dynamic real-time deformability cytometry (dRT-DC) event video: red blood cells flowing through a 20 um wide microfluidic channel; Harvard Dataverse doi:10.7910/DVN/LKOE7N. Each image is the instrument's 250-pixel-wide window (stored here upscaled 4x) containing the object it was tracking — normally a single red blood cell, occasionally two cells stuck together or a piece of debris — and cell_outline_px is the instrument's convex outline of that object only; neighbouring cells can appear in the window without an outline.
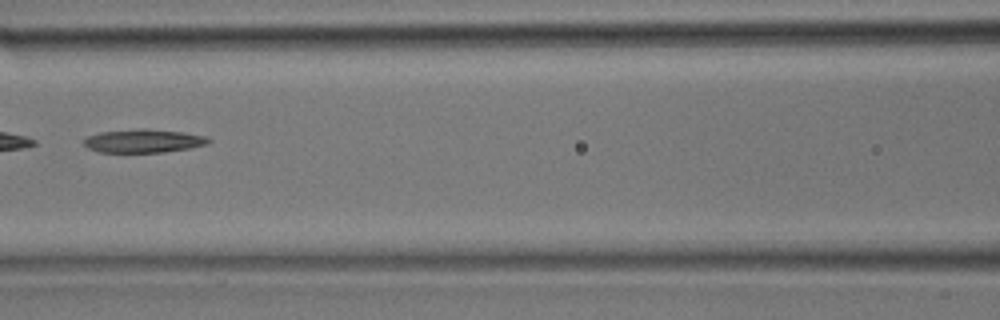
{"species": "common noctule bat (a hibernating species)", "species_latin": "Nyctalus noctula", "temperature_condition": "room temperature", "stored_images_in_passage": 31, "camera_frame_rate_fps": 3000, "um_per_image_px": 0.085, "animal": {"sex": "male", "body_mass_g": 17.9}, "frame": {"image": 1, "passage_image": 14, "time_ms": 4.333, "image_size_px": [1000, 320], "cell_outline_px": [[212, 140], [208, 144], [188, 148], [164, 152], [100, 152], [88, 148], [84, 144], [84, 140], [88, 136], [100, 132], [140, 128], [144, 128], [184, 132], [204, 136]], "centroid_in_image_um": [12.2, 11.97], "position_along_channel_um": 154.4, "area_um2": 16.94}}
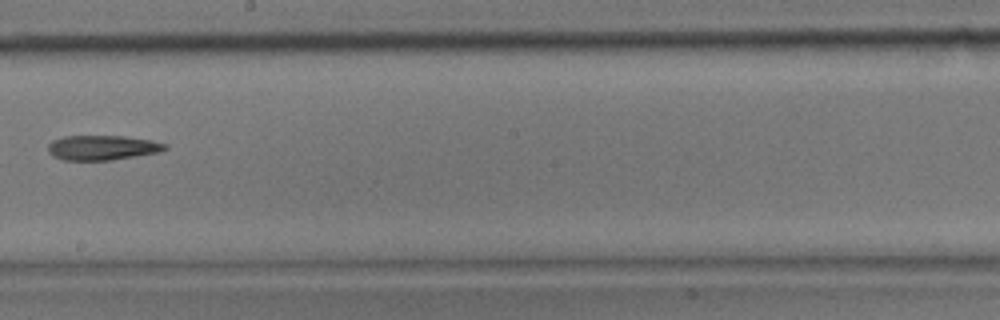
{"frame": {"image": 2, "passage_image": 18, "time_ms": 5.667, "image_size_px": [1000, 320], "cell_outline_px": [[168, 148], [160, 152], [112, 160], [60, 160], [52, 156], [48, 152], [48, 144], [52, 140], [64, 136], [124, 136], [152, 140], [168, 144]], "centroid_in_image_um": [8.69, 12.55], "position_along_channel_um": 239.5, "area_um2": 17.11}}
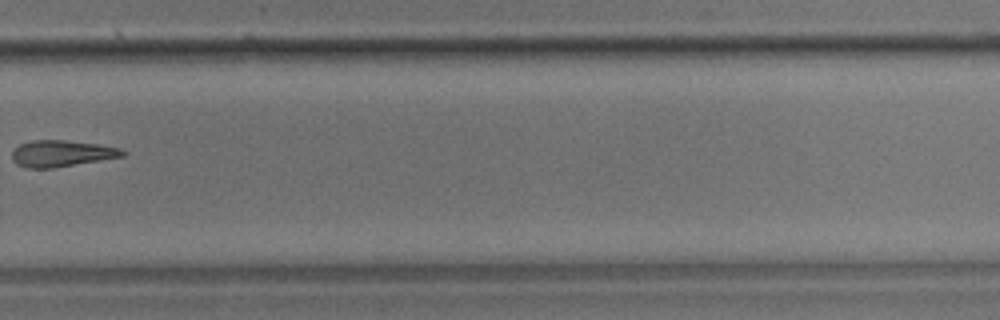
{"frame": {"image": 3, "passage_image": 22, "time_ms": 7.0, "image_size_px": [1000, 320], "cell_outline_px": [[128, 152], [124, 156], [52, 168], [24, 168], [16, 164], [12, 160], [12, 152], [20, 144], [32, 140], [64, 140], [96, 144], [120, 148]], "centroid_in_image_um": [5.21, 13.05], "position_along_channel_um": 324.6, "area_um2": 16.94}}